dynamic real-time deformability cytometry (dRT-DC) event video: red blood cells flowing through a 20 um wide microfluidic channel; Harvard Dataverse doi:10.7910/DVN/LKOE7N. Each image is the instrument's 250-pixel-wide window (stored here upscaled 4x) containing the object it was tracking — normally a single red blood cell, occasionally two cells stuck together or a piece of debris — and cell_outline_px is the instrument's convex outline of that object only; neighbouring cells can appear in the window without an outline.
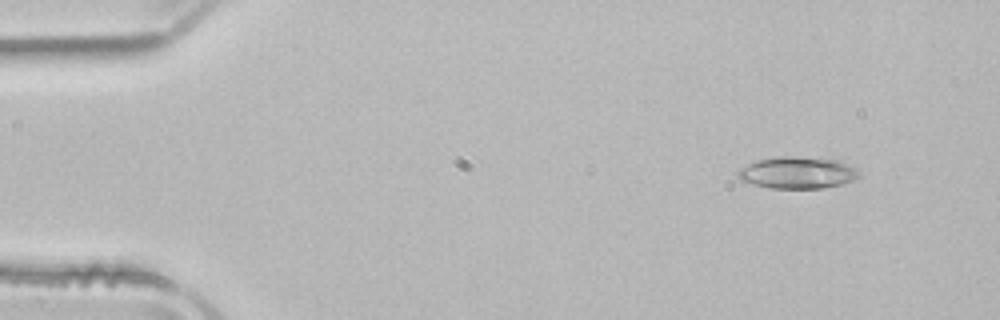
{"species": "common noctule bat (a hibernating species)", "species_latin": "Nyctalus noctula", "temperature_condition": "room temperature", "stored_images_in_passage": 51, "camera_frame_rate_fps": 3000, "um_per_image_px": 0.085, "animal": {"sex": "male", "body_mass_g": 21.5, "forearm_length_mm": 52.0}, "frame": {"image": 1, "passage_image": 5, "time_ms": 1.333, "image_size_px": [1000, 320], "cell_outline_px": [[860, 176], [844, 184], [824, 188], [768, 188], [752, 184], [740, 180], [736, 176], [736, 172], [740, 168], [756, 160], [780, 156], [792, 156], [840, 160], [856, 168], [860, 172]], "centroid_in_image_um": [67.78, 14.68], "position_along_channel_um": 17.2, "area_um2": 22.72}}
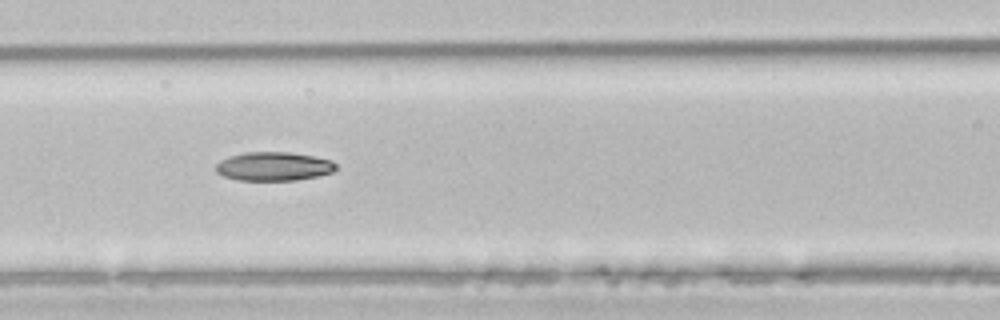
{"frame": {"image": 2, "passage_image": 22, "time_ms": 7.0, "image_size_px": [1000, 320], "cell_outline_px": [[336, 168], [332, 172], [316, 176], [296, 180], [236, 180], [224, 176], [216, 172], [216, 164], [220, 160], [228, 156], [244, 152], [288, 152], [312, 156], [332, 160], [336, 164]], "centroid_in_image_um": [23.23, 14.14], "position_along_channel_um": 143.4, "area_um2": 20.11}}
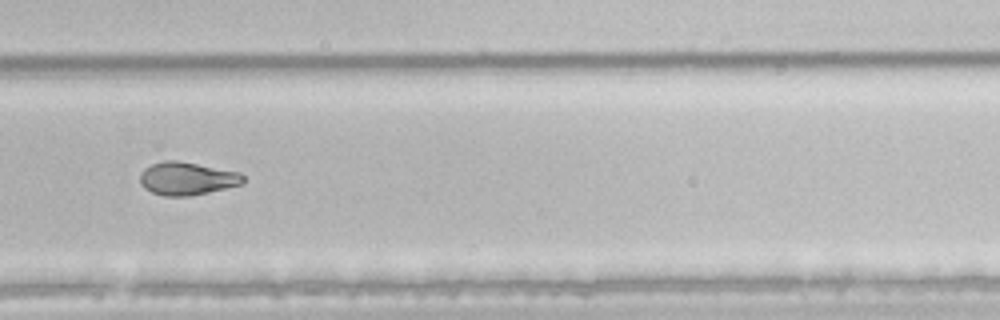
{"frame": {"image": 3, "passage_image": 35, "time_ms": 11.333, "image_size_px": [1000, 320], "cell_outline_px": [[244, 180], [240, 184], [208, 192], [188, 196], [164, 196], [152, 192], [144, 188], [140, 184], [140, 176], [144, 168], [152, 164], [164, 160], [176, 160], [240, 172], [244, 176]], "centroid_in_image_um": [15.86, 15.17], "position_along_channel_um": 313.9, "area_um2": 19.65}, "authors_computed_cell_mechanics": {"area_um2": 21.2126, "velocity_mm_per_s": 3.9494, "shape_relaxation_time_tau1_ms": 8.4562, "shape_relaxation_time_tau2_ms": 4.3494, "deformation_change_tau1": 0.2108, "deformation_change_tau2": 0.1087}}